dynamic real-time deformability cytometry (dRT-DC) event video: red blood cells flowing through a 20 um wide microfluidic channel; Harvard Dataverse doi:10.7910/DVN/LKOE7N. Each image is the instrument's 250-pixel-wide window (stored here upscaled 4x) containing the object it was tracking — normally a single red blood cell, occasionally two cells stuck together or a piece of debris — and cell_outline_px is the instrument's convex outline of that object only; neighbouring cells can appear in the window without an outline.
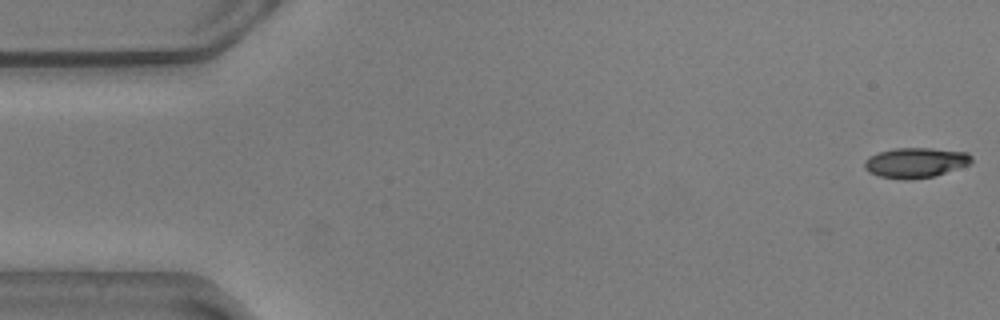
{"species": "common noctule bat (a hibernating species)", "species_latin": "Nyctalus noctula", "temperature_condition": "warm", "stored_images_in_passage": 56, "camera_frame_rate_fps": 3000, "um_per_image_px": 0.085, "animal": {"sex": "male", "body_mass_g": 20.5, "forearm_length_mm": 52.5}, "frame": {"image": 1, "passage_image": 1, "time_ms": 0.0, "image_size_px": [1000, 320], "cell_outline_px": [[972, 164], [936, 176], [912, 180], [904, 180], [880, 176], [868, 172], [864, 168], [864, 160], [868, 156], [880, 152], [896, 148], [932, 148], [968, 152], [972, 156]], "centroid_in_image_um": [77.85, 13.83], "position_along_channel_um": 7.2, "area_um2": 19.13}}
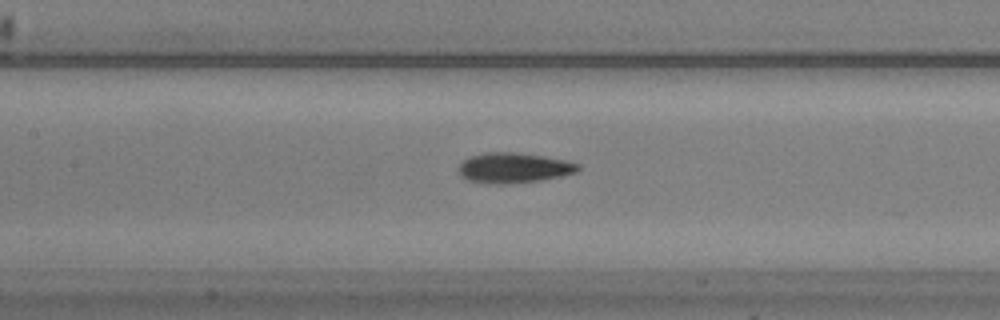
{"frame": {"image": 2, "passage_image": 25, "time_ms": 8.0, "image_size_px": [1000, 320], "cell_outline_px": [[580, 168], [576, 172], [560, 176], [540, 180], [508, 184], [488, 184], [468, 180], [460, 176], [460, 164], [468, 156], [484, 152], [512, 152], [544, 156], [564, 160], [580, 164]], "centroid_in_image_um": [43.64, 14.27], "position_along_channel_um": 163.8, "area_um2": 21.04}}
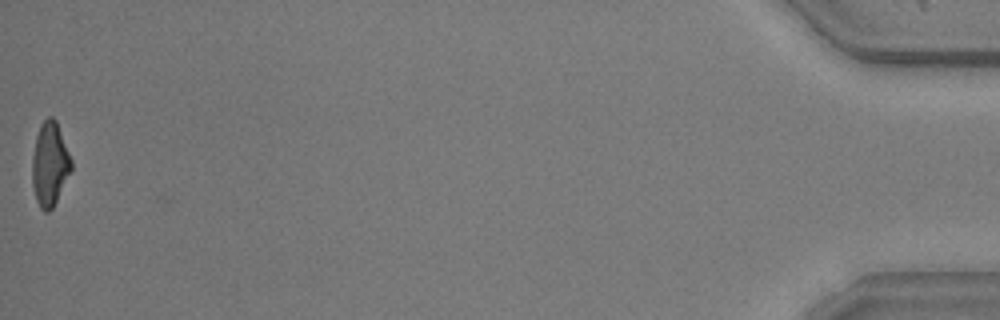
{"frame": {"image": 3, "passage_image": 56, "time_ms": 18.333, "image_size_px": [1000, 320], "cell_outline_px": [[72, 168], [52, 208], [48, 212], [44, 212], [40, 208], [36, 200], [32, 184], [32, 156], [36, 136], [40, 124], [48, 116], [52, 116], [56, 120], [72, 160]], "centroid_in_image_um": [4.22, 13.93], "position_along_channel_um": 431.0, "area_um2": 19.02}, "authors_computed_cell_mechanics": {"area_um2": 19.4208, "velocity_mm_per_s": 3.5951, "shape_relaxation_time_tau1_ms": 2.4293, "shape_relaxation_time_tau2_ms": 2.8721, "deformation_change_tau1": 0.1421, "deformation_change_tau2": 0.1223}}